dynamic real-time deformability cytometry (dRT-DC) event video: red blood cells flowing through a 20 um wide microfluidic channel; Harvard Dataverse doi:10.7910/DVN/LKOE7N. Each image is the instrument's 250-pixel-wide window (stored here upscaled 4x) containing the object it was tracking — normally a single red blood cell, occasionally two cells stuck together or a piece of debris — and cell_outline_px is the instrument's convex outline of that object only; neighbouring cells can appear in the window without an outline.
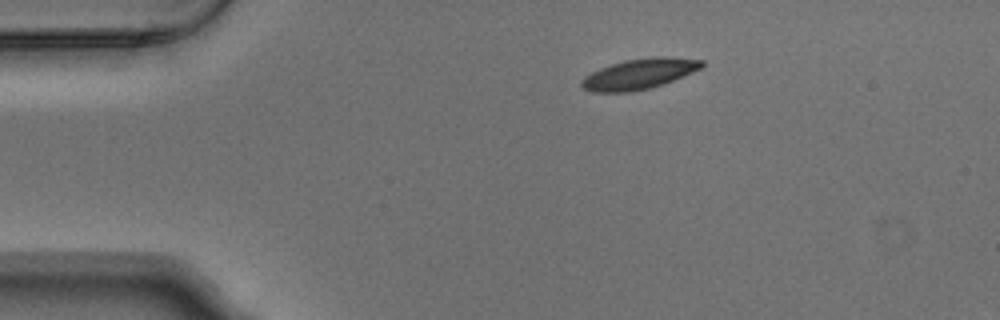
{"species": "Egyptian fruit bat (a non-hibernating species)", "species_latin": "Rousettus aegyptiacus", "temperature_condition": "warm", "stored_images_in_passage": 6, "camera_frame_rate_fps": 3000, "um_per_image_px": 0.085, "animal": {"sex": "male"}, "frame": {"image": 1, "passage_image": 6, "time_ms": 1.667, "image_size_px": [1000, 320], "cell_outline_px": [[704, 64], [700, 68], [684, 76], [664, 84], [648, 88], [628, 92], [592, 92], [584, 88], [580, 84], [580, 80], [584, 76], [600, 68], [624, 60], [656, 56], [664, 56], [704, 60]], "centroid_in_image_um": [54.33, 6.28], "position_along_channel_um": 30.7, "area_um2": 21.27}}